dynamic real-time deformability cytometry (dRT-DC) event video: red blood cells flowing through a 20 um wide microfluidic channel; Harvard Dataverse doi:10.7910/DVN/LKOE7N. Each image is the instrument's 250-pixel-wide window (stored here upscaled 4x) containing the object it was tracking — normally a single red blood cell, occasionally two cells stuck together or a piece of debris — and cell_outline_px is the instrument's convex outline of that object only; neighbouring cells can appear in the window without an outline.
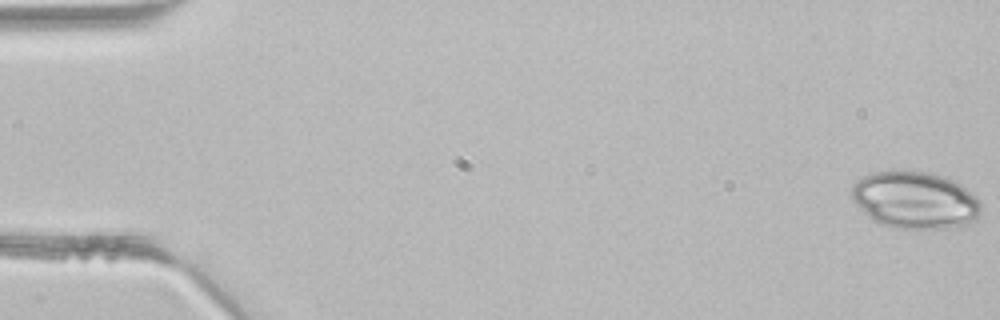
{"species": "common noctule bat (a hibernating species)", "species_latin": "Nyctalus noctula", "temperature_condition": "room temperature", "stored_images_in_passage": 4, "camera_frame_rate_fps": 3000, "um_per_image_px": 0.085, "animal": {"sex": "male", "body_mass_g": 21.5, "forearm_length_mm": 52.0}, "frame": {"image": 1, "passage_image": 1, "time_ms": 0.0, "image_size_px": [1000, 320], "cell_outline_px": [[980, 212], [976, 220], [964, 228], [892, 228], [880, 224], [872, 220], [852, 200], [852, 184], [856, 180], [872, 172], [928, 172], [940, 176], [960, 184], [972, 192], [980, 200]], "centroid_in_image_um": [77.8, 17.05], "position_along_channel_um": 7.2, "area_um2": 43.12}}